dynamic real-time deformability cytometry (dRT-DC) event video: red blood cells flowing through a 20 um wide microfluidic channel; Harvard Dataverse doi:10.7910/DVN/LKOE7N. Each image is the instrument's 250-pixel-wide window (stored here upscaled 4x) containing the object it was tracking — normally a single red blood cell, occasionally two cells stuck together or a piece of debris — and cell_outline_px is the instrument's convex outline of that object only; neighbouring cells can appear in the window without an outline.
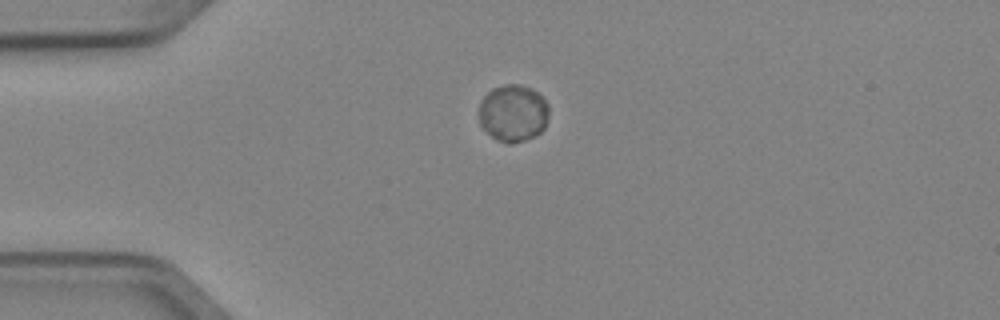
{"species": "Egyptian fruit bat (a non-hibernating species)", "species_latin": "Rousettus aegyptiacus", "temperature_condition": "cold", "stored_images_in_passage": 3, "camera_frame_rate_fps": 3000, "um_per_image_px": 0.085, "animal": {"sex": "female"}, "frame": {"image": 1, "passage_image": 1, "time_ms": 0.0, "image_size_px": [1000, 320], "cell_outline_px": [[548, 116], [544, 128], [540, 132], [524, 140], [496, 140], [480, 124], [480, 100], [492, 88], [504, 84], [520, 84], [532, 88], [548, 104]], "centroid_in_image_um": [43.61, 9.55], "position_along_channel_um": 41.4, "area_um2": 22.72}}
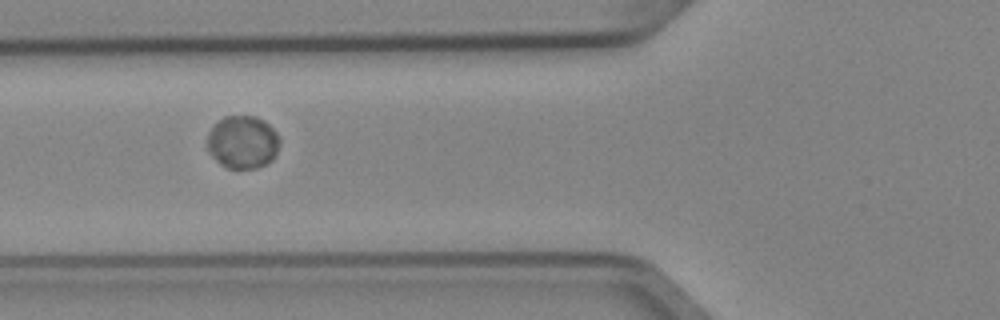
{"frame": {"image": 2, "passage_image": 3, "time_ms": 0.667, "image_size_px": [1000, 320], "cell_outline_px": [[280, 144], [272, 160], [256, 168], [228, 168], [220, 164], [208, 152], [208, 132], [224, 116], [256, 116], [264, 120], [276, 132], [280, 140]], "centroid_in_image_um": [20.63, 12.08], "position_along_channel_um": 105.2, "area_um2": 22.2}}